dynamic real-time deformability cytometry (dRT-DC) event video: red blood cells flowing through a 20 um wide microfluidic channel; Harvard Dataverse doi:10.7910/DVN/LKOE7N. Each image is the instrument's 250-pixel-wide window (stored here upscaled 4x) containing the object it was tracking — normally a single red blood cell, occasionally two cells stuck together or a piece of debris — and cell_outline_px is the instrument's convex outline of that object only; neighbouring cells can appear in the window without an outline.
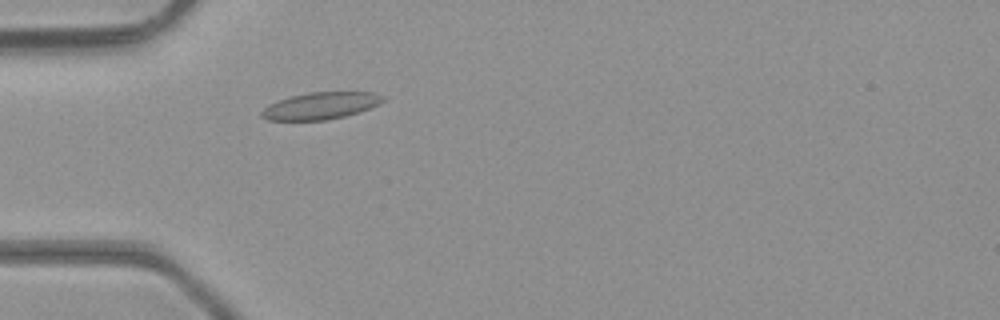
{"species": "common noctule bat (a hibernating species)", "species_latin": "Nyctalus noctula", "temperature_condition": "room temperature", "stored_images_in_passage": 43, "camera_frame_rate_fps": 3000, "um_per_image_px": 0.085, "animal": {"sex": "male", "body_mass_g": 23.1, "forearm_length_mm": 52.7}, "frame": {"image": 1, "passage_image": 10, "time_ms": 3.0, "image_size_px": [1000, 320], "cell_outline_px": [[384, 100], [380, 104], [360, 112], [344, 116], [324, 120], [268, 120], [260, 116], [260, 112], [268, 104], [276, 100], [308, 92], [372, 92], [384, 96]], "centroid_in_image_um": [27.24, 8.99], "position_along_channel_um": 57.8, "area_um2": 19.13}}
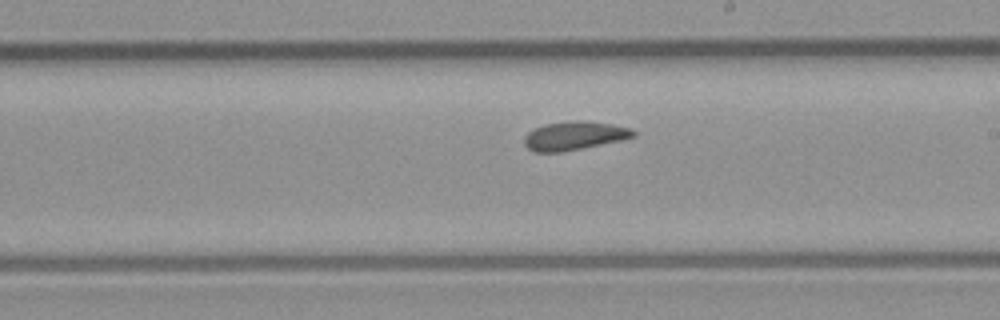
{"frame": {"image": 2, "passage_image": 23, "time_ms": 7.333, "image_size_px": [1000, 320], "cell_outline_px": [[636, 136], [620, 140], [560, 152], [536, 152], [528, 148], [524, 144], [524, 136], [532, 128], [544, 124], [576, 120], [588, 120], [612, 124], [628, 128], [636, 132]], "centroid_in_image_um": [48.77, 11.52], "position_along_channel_um": 240.2, "area_um2": 18.09}}
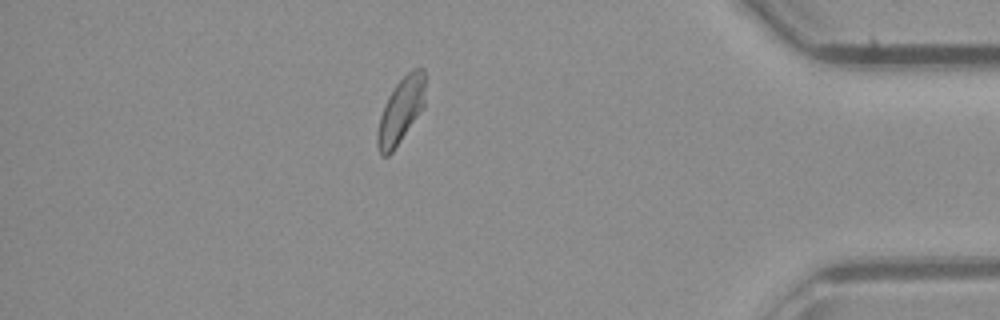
{"frame": {"image": 3, "passage_image": 37, "time_ms": 12.0, "image_size_px": [1000, 320], "cell_outline_px": [[424, 104], [392, 152], [388, 156], [380, 156], [376, 144], [376, 132], [380, 116], [384, 104], [388, 96], [396, 84], [412, 68], [424, 68]], "centroid_in_image_um": [34.02, 9.4], "position_along_channel_um": 401.2, "area_um2": 17.86}, "authors_computed_cell_mechanics": {"area_um2": 18.4382, "velocity_mm_per_s": 4.3119, "shape_relaxation_time_tau1_ms": 4.6222, "shape_relaxation_time_tau2_ms": 2.2962, "deformation_change_tau1": 0.1006, "deformation_change_tau2": 0.0653}}